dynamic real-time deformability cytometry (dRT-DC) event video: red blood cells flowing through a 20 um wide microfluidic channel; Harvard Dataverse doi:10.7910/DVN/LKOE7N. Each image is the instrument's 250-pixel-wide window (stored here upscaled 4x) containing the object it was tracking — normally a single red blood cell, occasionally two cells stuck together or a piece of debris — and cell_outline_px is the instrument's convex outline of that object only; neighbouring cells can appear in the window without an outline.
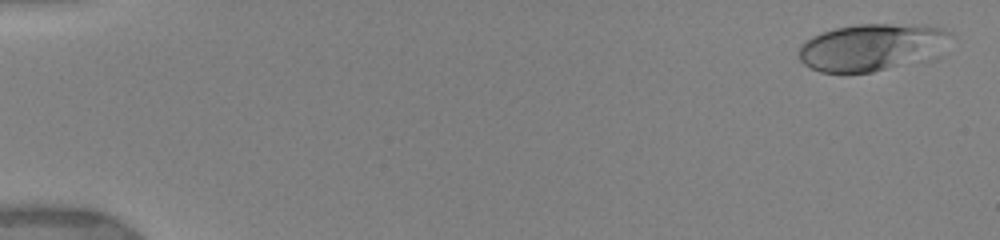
{"species": "human", "species_latin": "Homo sapiens", "temperature_condition": "warm", "stored_images_in_passage": 41, "camera_frame_rate_fps": 3000, "um_per_image_px": 0.085, "donor": {"sex": "female"}, "frame": {"image": 1, "passage_image": 2, "time_ms": 0.333, "image_size_px": [1000, 240], "cell_outline_px": [[952, 32], [892, 64], [884, 68], [872, 72], [820, 72], [804, 64], [800, 60], [800, 48], [812, 36], [836, 28], [856, 24], [924, 24], [940, 28]], "centroid_in_image_um": [73.64, 3.94], "position_along_channel_um": 11.4, "area_um2": 37.05}}
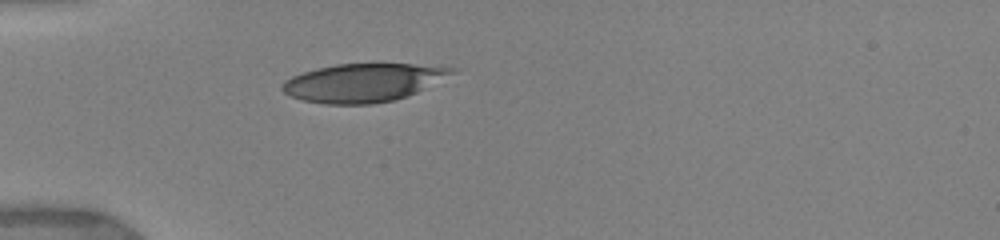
{"frame": {"image": 2, "passage_image": 16, "time_ms": 5.0, "image_size_px": [1000, 240], "cell_outline_px": [[460, 68], [424, 88], [408, 96], [392, 100], [372, 104], [324, 104], [304, 100], [292, 96], [284, 92], [280, 88], [280, 84], [284, 80], [292, 76], [316, 68], [336, 64], [412, 64]], "centroid_in_image_um": [30.8, 7.02], "position_along_channel_um": 54.2, "area_um2": 37.4}}
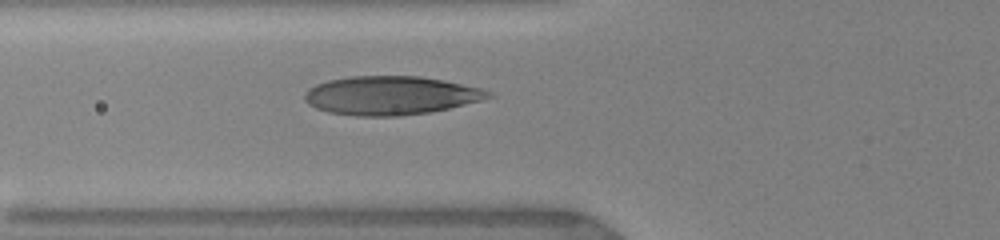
{"frame": {"image": 3, "passage_image": 25, "time_ms": 6.333, "image_size_px": [1000, 240], "cell_outline_px": [[496, 96], [448, 108], [428, 112], [400, 116], [356, 116], [328, 112], [316, 108], [308, 104], [304, 100], [304, 96], [308, 88], [316, 84], [328, 80], [348, 76], [420, 76], [444, 80], [480, 88], [492, 92]], "centroid_in_image_um": [33.18, 8.11], "position_along_channel_um": 92.6, "area_um2": 41.44}}